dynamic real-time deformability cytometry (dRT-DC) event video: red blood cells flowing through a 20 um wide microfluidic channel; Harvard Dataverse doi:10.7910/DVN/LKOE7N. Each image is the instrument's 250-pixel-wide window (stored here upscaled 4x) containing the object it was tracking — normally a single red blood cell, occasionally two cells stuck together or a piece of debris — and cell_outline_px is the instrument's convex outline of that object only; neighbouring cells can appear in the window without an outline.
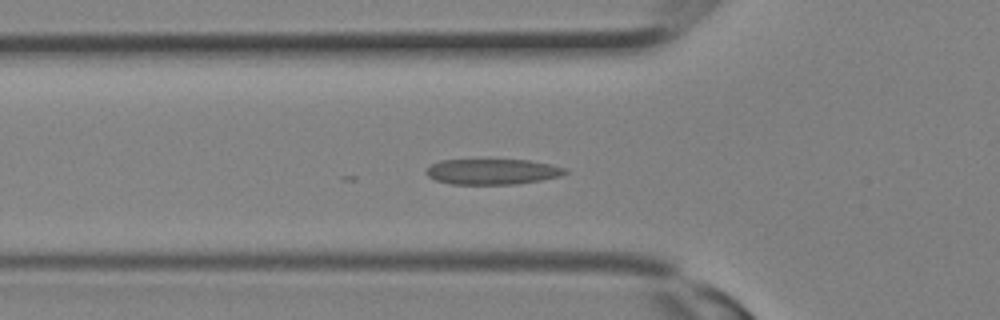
{"species": "Egyptian fruit bat (a non-hibernating species)", "species_latin": "Rousettus aegyptiacus", "temperature_condition": "room temperature", "stored_images_in_passage": 23, "camera_frame_rate_fps": 3000, "um_per_image_px": 0.085, "animal": {"sex": "female"}, "frame": {"image": 1, "passage_image": 6, "time_ms": 1.667, "image_size_px": [1000, 320], "cell_outline_px": [[568, 172], [560, 176], [540, 180], [516, 184], [452, 184], [436, 180], [428, 176], [424, 172], [432, 164], [440, 160], [528, 160], [568, 168]], "centroid_in_image_um": [41.86, 14.59], "position_along_channel_um": 83.9, "area_um2": 20.58}}
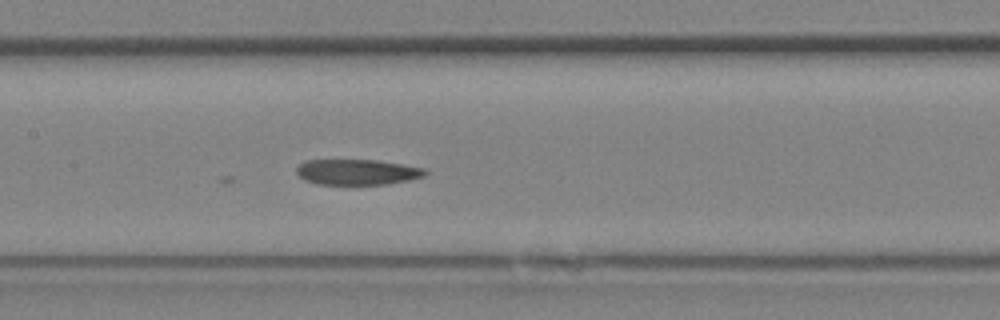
{"frame": {"image": 2, "passage_image": 10, "time_ms": 3.0, "image_size_px": [1000, 320], "cell_outline_px": [[428, 172], [424, 176], [408, 180], [388, 184], [320, 184], [308, 180], [300, 176], [296, 172], [296, 168], [304, 160], [376, 160], [404, 164], [428, 168]], "centroid_in_image_um": [30.43, 14.61], "position_along_channel_um": 177.0, "area_um2": 19.13}}
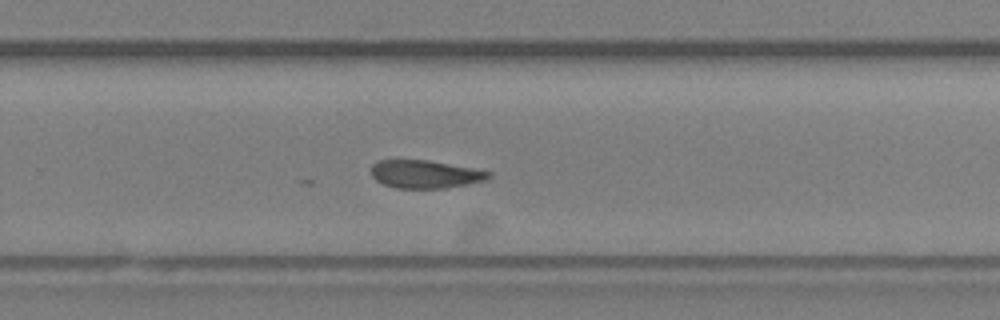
{"frame": {"image": 3, "passage_image": 15, "time_ms": 4.667, "image_size_px": [1000, 320], "cell_outline_px": [[492, 176], [484, 180], [468, 184], [444, 188], [396, 188], [384, 184], [376, 180], [372, 176], [372, 164], [376, 160], [428, 160], [492, 172]], "centroid_in_image_um": [36.12, 14.8], "position_along_channel_um": 293.7, "area_um2": 19.02}}